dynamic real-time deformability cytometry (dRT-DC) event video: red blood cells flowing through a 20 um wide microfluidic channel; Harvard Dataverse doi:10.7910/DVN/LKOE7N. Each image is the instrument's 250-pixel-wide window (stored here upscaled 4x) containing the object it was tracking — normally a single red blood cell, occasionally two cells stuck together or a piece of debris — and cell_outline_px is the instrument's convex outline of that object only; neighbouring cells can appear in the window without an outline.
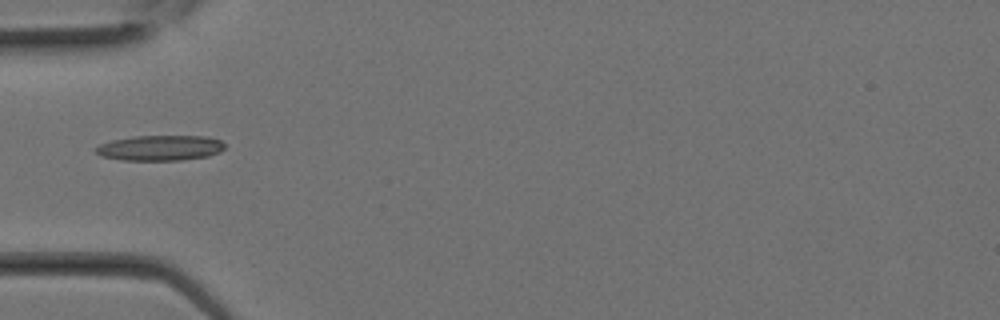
{"species": "Egyptian fruit bat (a non-hibernating species)", "species_latin": "Rousettus aegyptiacus", "temperature_condition": "room temperature", "stored_images_in_passage": 10, "camera_frame_rate_fps": 3000, "um_per_image_px": 0.085, "animal": {"sex": "female"}, "frame": {"image": 1, "passage_image": 9, "time_ms": 2.667, "image_size_px": [1000, 320], "cell_outline_px": [[224, 148], [220, 152], [208, 156], [180, 160], [124, 160], [100, 156], [92, 148], [100, 144], [112, 140], [136, 136], [208, 136], [220, 140], [224, 144]], "centroid_in_image_um": [13.6, 12.57], "position_along_channel_um": 71.4, "area_um2": 19.07}}